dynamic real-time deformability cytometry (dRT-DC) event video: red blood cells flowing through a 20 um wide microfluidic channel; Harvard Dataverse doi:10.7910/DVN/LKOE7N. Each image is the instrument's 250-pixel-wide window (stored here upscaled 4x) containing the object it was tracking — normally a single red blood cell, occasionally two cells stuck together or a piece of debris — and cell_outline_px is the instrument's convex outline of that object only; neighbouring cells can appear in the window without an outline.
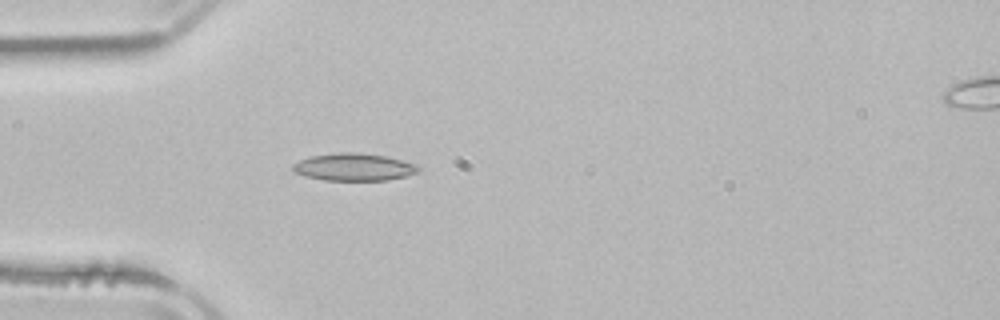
{"species": "common noctule bat (a hibernating species)", "species_latin": "Nyctalus noctula", "temperature_condition": "room temperature", "stored_images_in_passage": 3, "camera_frame_rate_fps": 3000, "um_per_image_px": 0.085, "animal": {"sex": "male", "body_mass_g": 21.5, "forearm_length_mm": 52.0}, "frame": {"image": 1, "passage_image": 2, "time_ms": 1.333, "image_size_px": [1000, 320], "cell_outline_px": [[420, 168], [416, 172], [408, 176], [388, 180], [324, 180], [304, 176], [296, 172], [292, 168], [292, 164], [300, 160], [312, 156], [340, 152], [360, 152], [384, 156], [416, 164]], "centroid_in_image_um": [30.08, 14.2], "position_along_channel_um": 54.9, "area_um2": 19.94}}